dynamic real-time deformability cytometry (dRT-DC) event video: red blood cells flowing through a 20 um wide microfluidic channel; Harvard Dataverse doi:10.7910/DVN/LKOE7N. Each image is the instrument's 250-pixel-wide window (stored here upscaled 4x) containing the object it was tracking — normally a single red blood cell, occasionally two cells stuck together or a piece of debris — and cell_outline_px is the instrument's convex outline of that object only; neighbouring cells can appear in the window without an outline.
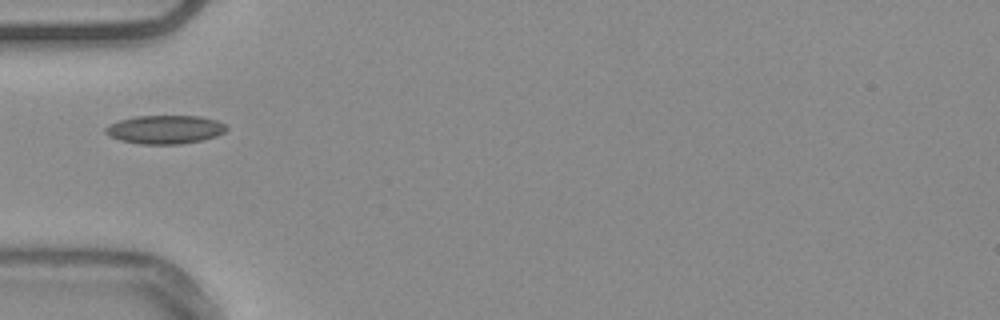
{"species": "common noctule bat (a hibernating species)", "species_latin": "Nyctalus noctula", "temperature_condition": "warm", "stored_images_in_passage": 37, "camera_frame_rate_fps": 3000, "um_per_image_px": 0.085, "animal": {"sex": "male", "body_mass_g": 20.4}, "frame": {"image": 1, "passage_image": 1, "time_ms": 0.0, "image_size_px": [1000, 320], "cell_outline_px": [[228, 128], [224, 132], [216, 136], [200, 140], [180, 144], [140, 144], [120, 140], [108, 136], [104, 132], [104, 128], [108, 124], [120, 120], [136, 116], [200, 116], [216, 120], [224, 124]], "centroid_in_image_um": [13.98, 11.01], "position_along_channel_um": 71.0, "area_um2": 20.11}, "authors_computed_cell_mechanics": {"area_um2": 18.3226, "velocity_mm_per_s": 3.7733, "shape_relaxation_time_tau1_ms": null, "shape_relaxation_time_tau2_ms": 3.1354, "deformation_change_tau1": null, "deformation_change_tau2": 0.065}}